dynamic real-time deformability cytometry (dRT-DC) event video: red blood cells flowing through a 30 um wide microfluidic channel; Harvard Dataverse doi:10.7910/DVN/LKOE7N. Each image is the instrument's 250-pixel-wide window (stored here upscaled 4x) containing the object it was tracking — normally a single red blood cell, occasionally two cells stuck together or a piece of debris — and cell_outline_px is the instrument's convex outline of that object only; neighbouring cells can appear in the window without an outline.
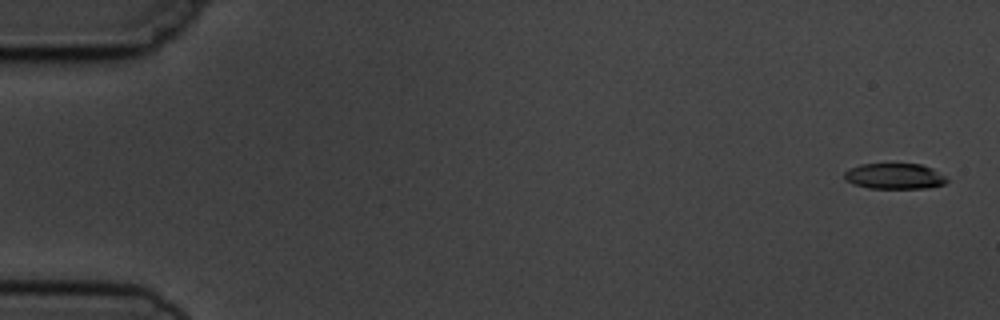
{"species": "common noctule bat (a hibernating species)", "species_latin": "Nyctalus noctula", "temperature_condition": "cold", "stored_images_in_passage": 6, "camera_frame_rate_fps": 3000, "um_per_image_px": 0.085, "animal": {"sex": "male", "body_mass_g": 19.5, "forearm_length_mm": 54.6}, "frame": {"image": 1, "passage_image": 1, "time_ms": 0.0, "image_size_px": [1000, 320], "cell_outline_px": [[948, 180], [944, 184], [924, 188], [868, 188], [852, 184], [844, 180], [844, 172], [848, 168], [860, 164], [920, 164], [932, 168], [944, 176]], "centroid_in_image_um": [75.97, 14.97], "position_along_channel_um": 9.0, "area_um2": 15.37}}